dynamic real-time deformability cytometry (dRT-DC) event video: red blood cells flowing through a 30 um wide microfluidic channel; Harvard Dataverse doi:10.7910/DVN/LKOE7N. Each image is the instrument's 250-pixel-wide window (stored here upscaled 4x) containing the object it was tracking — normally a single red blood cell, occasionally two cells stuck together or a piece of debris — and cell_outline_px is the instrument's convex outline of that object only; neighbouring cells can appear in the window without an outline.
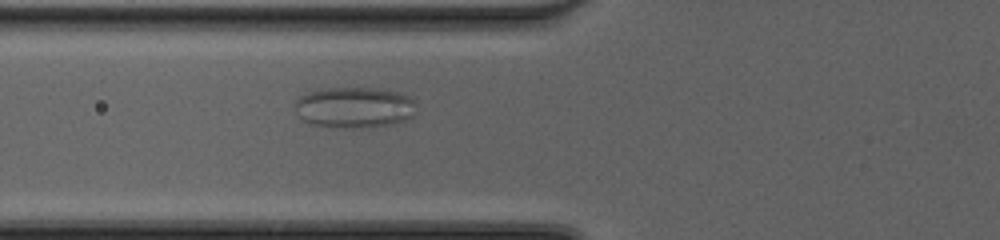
{"species": "common noctule bat (a hibernating species)", "species_latin": "Nyctalus noctula", "temperature_condition": "cold", "stored_images_in_passage": 39, "camera_frame_rate_fps": 3000, "um_per_image_px": 0.085, "animal": {"sex": "female", "body_mass_g": 20.0, "forearm_length_mm": 54.0}, "frame": {"image": 1, "passage_image": 9, "time_ms": 2.667, "image_size_px": [1000, 240], "cell_outline_px": [[416, 100], [412, 116], [404, 120], [392, 124], [368, 128], [336, 128], [312, 124], [304, 120], [296, 112], [296, 100], [300, 96], [308, 92], [320, 88], [376, 88], [396, 92], [408, 96]], "centroid_in_image_um": [30.11, 9.14], "position_along_channel_um": 95.7, "area_um2": 29.07}}
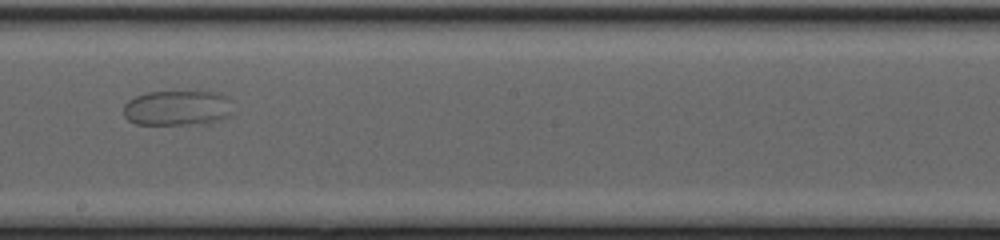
{"frame": {"image": 2, "passage_image": 19, "time_ms": 6.0, "image_size_px": [1000, 240], "cell_outline_px": [[228, 116], [220, 120], [208, 124], [136, 124], [128, 120], [124, 116], [124, 104], [128, 100], [136, 96], [148, 92], [216, 92], [224, 96], [228, 112]], "centroid_in_image_um": [14.97, 9.2], "position_along_channel_um": 233.2, "area_um2": 21.96}}
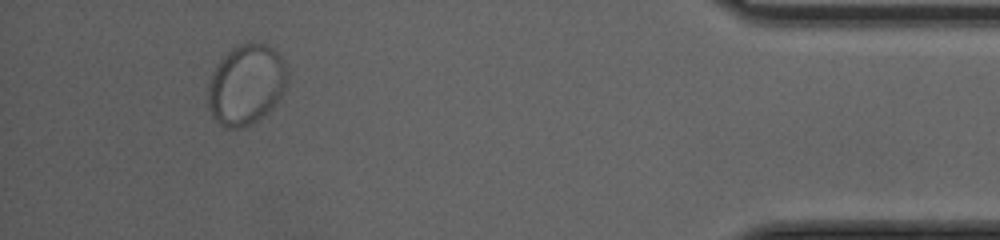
{"frame": {"image": 3, "passage_image": 36, "time_ms": 11.667, "image_size_px": [1000, 240], "cell_outline_px": [[288, 80], [284, 92], [272, 108], [264, 116], [252, 124], [244, 128], [228, 128], [220, 124], [212, 116], [208, 108], [208, 84], [212, 72], [216, 64], [236, 44], [252, 40], [268, 44], [280, 56], [288, 68]], "centroid_in_image_um": [20.94, 7.17], "position_along_channel_um": 414.3, "area_um2": 37.92}}